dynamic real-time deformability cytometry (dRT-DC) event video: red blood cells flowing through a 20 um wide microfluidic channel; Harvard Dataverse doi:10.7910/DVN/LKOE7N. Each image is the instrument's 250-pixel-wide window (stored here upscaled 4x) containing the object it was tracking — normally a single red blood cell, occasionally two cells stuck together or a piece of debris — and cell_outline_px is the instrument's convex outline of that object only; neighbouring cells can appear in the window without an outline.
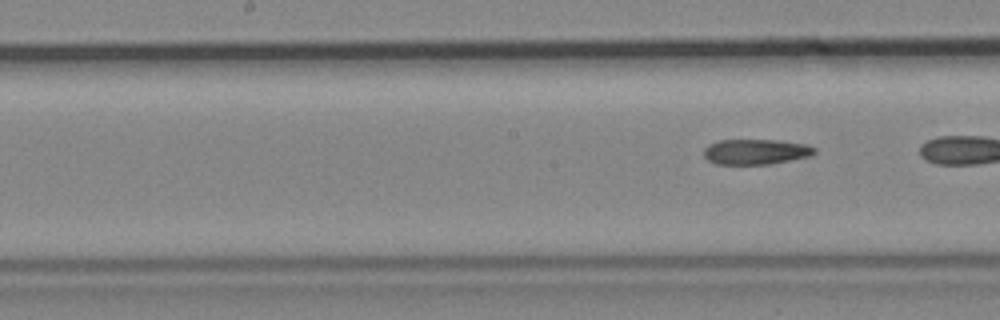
{"species": "common noctule bat (a hibernating species)", "species_latin": "Nyctalus noctula", "temperature_condition": "cold", "stored_images_in_passage": 6, "camera_frame_rate_fps": 3000, "um_per_image_px": 0.085, "animal": {"sex": "male", "body_mass_g": 19.2, "forearm_length_mm": 51.8}, "frame": {"image": 1, "passage_image": 6, "time_ms": 1.667, "image_size_px": [1000, 320], "cell_outline_px": [[816, 152], [808, 156], [768, 164], [716, 164], [708, 160], [704, 156], [704, 148], [708, 144], [716, 140], [776, 140], [804, 144], [816, 148]], "centroid_in_image_um": [64.18, 12.89], "position_along_channel_um": 184.0, "area_um2": 16.18}}